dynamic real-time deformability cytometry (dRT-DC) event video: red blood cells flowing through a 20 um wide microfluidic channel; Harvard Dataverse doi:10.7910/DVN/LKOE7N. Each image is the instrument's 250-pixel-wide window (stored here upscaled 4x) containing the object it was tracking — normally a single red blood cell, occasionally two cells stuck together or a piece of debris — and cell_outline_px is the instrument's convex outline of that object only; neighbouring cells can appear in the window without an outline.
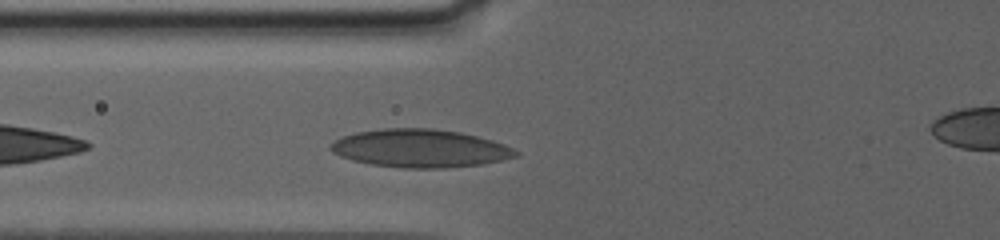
{"species": "human", "species_latin": "Homo sapiens", "temperature_condition": "warm", "stored_images_in_passage": 35, "camera_frame_rate_fps": 3000, "um_per_image_px": 0.085, "donor": {"sex": "female"}, "frame": {"image": 1, "passage_image": 4, "time_ms": 1.333, "image_size_px": [1000, 240], "cell_outline_px": [[520, 152], [516, 156], [500, 160], [480, 164], [444, 168], [400, 168], [368, 164], [352, 160], [340, 156], [332, 152], [328, 148], [328, 144], [344, 136], [356, 132], [384, 128], [432, 128], [460, 132], [492, 140], [504, 144]], "centroid_in_image_um": [35.66, 12.61], "position_along_channel_um": 90.1, "area_um2": 41.1}}
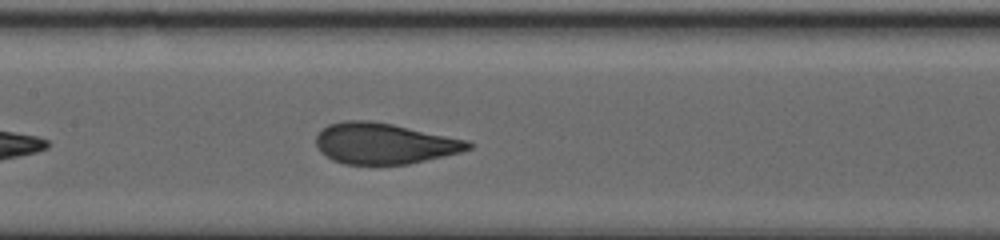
{"frame": {"image": 2, "passage_image": 11, "time_ms": 4.333, "image_size_px": [1000, 240], "cell_outline_px": [[472, 148], [460, 152], [444, 156], [408, 164], [344, 164], [332, 160], [324, 156], [320, 152], [316, 144], [316, 136], [328, 124], [344, 120], [372, 120], [392, 124], [468, 140], [472, 144]], "centroid_in_image_um": [32.63, 12.19], "position_along_channel_um": 174.8, "area_um2": 36.3}}
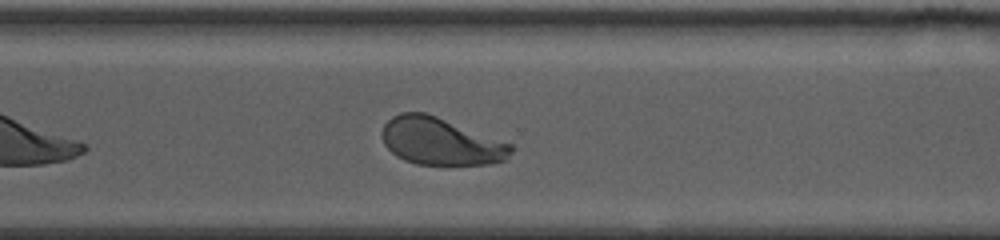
{"frame": {"image": 3, "passage_image": 24, "time_ms": 10.0, "image_size_px": [1000, 240], "cell_outline_px": [[512, 152], [504, 160], [488, 164], [416, 164], [404, 160], [396, 156], [384, 144], [380, 136], [380, 132], [384, 124], [392, 116], [400, 112], [424, 112], [436, 116], [512, 144]], "centroid_in_image_um": [37.4, 12.01], "position_along_channel_um": 333.2, "area_um2": 35.37}}